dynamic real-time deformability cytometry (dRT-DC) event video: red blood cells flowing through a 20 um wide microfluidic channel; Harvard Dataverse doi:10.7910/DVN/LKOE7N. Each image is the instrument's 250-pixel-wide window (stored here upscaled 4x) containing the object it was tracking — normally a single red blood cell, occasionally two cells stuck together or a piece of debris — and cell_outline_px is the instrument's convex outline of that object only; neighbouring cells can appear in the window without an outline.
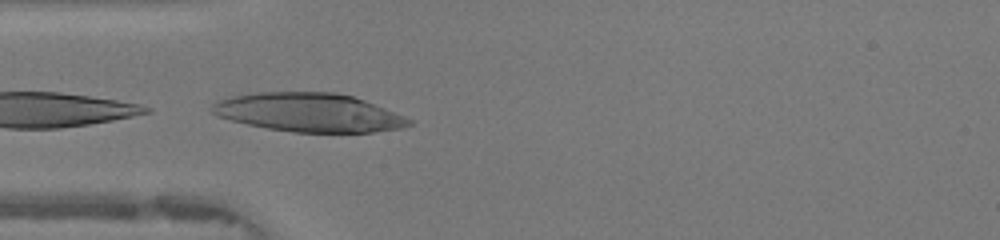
{"species": "human", "species_latin": "Homo sapiens", "temperature_condition": "warm", "stored_images_in_passage": 15, "camera_frame_rate_fps": 3000, "um_per_image_px": 0.085, "donor": {"sex": "female"}, "frame": {"image": 1, "passage_image": 3, "time_ms": 0.667, "image_size_px": [1000, 240], "cell_outline_px": [[412, 124], [404, 128], [372, 132], [292, 132], [268, 128], [248, 124], [216, 116], [212, 112], [212, 104], [220, 100], [232, 96], [256, 92], [336, 92], [352, 96], [364, 100], [404, 116], [412, 120]], "centroid_in_image_um": [26.27, 9.56], "position_along_channel_um": 58.7, "area_um2": 44.16}}
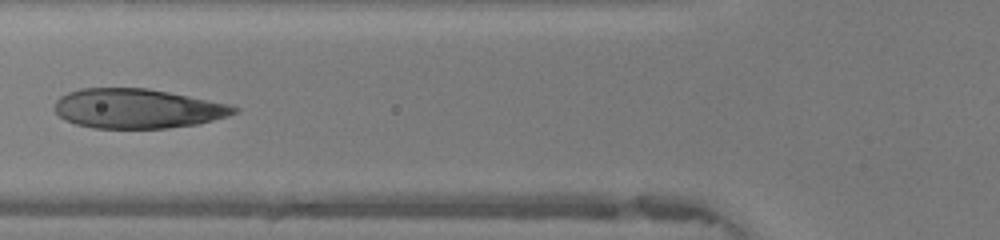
{"frame": {"image": 2, "passage_image": 7, "time_ms": 2.0, "image_size_px": [1000, 240], "cell_outline_px": [[240, 108], [236, 112], [228, 116], [196, 124], [168, 128], [92, 128], [76, 124], [64, 120], [56, 112], [56, 100], [60, 96], [68, 92], [80, 88], [148, 88], [228, 104]], "centroid_in_image_um": [11.65, 9.23], "position_along_channel_um": 114.1, "area_um2": 41.15}}